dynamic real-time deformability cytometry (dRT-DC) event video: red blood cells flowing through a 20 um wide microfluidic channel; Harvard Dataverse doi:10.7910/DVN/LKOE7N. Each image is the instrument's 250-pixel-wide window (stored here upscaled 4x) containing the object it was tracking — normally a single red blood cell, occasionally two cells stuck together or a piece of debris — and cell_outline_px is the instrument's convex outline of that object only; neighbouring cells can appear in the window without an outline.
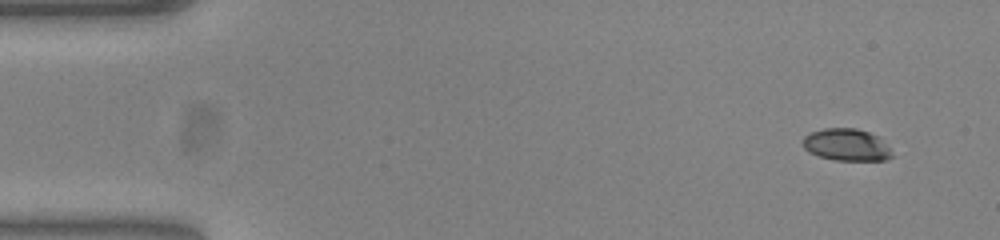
{"species": "common noctule bat (a hibernating species)", "species_latin": "Nyctalus noctula", "temperature_condition": "warm", "stored_images_in_passage": 51, "camera_frame_rate_fps": 3000, "um_per_image_px": 0.085, "animal": {"sex": "female", "body_mass_g": 23.0, "forearm_length_mm": 53.4}, "frame": {"image": 1, "passage_image": 1, "time_ms": 0.0, "image_size_px": [1000, 240], "cell_outline_px": [[892, 156], [884, 160], [836, 160], [820, 156], [808, 152], [804, 148], [804, 136], [812, 132], [824, 128], [856, 128], [880, 136], [888, 148]], "centroid_in_image_um": [71.95, 12.3], "position_along_channel_um": 13.1, "area_um2": 16.47}}
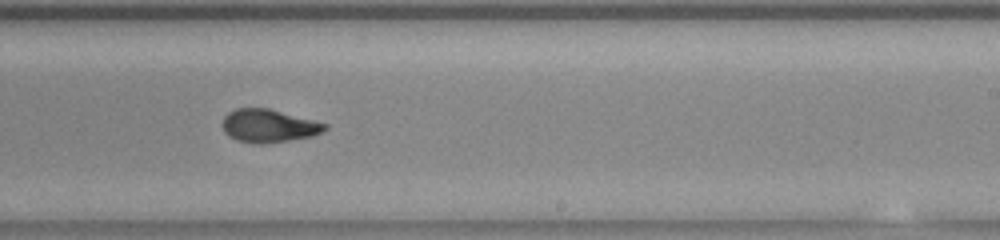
{"frame": {"image": 2, "passage_image": 30, "time_ms": 9.667, "image_size_px": [1000, 240], "cell_outline_px": [[328, 128], [312, 136], [288, 140], [260, 144], [252, 144], [236, 140], [228, 136], [224, 132], [224, 116], [228, 112], [236, 108], [268, 108], [328, 124]], "centroid_in_image_um": [22.81, 10.7], "position_along_channel_um": 266.2, "area_um2": 19.59}}
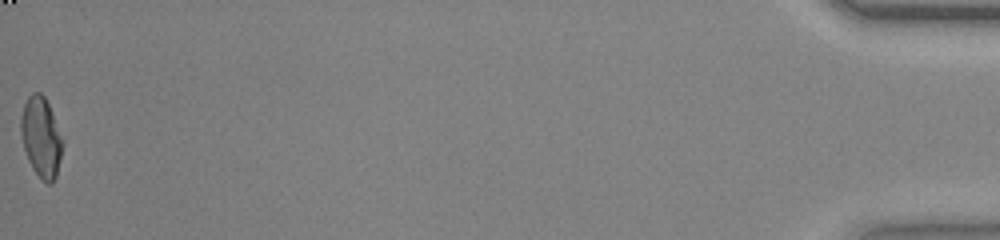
{"frame": {"image": 3, "passage_image": 51, "time_ms": 16.667, "image_size_px": [1000, 240], "cell_outline_px": [[60, 156], [56, 176], [52, 184], [48, 184], [32, 168], [28, 160], [24, 148], [20, 132], [20, 120], [24, 104], [28, 96], [32, 92], [40, 92], [44, 96], [48, 104], [60, 136]], "centroid_in_image_um": [3.44, 11.64], "position_along_channel_um": 431.8, "area_um2": 18.73}, "authors_computed_cell_mechanics": {"area_um2": 19.5942, "velocity_mm_per_s": 3.8517, "shape_relaxation_time_tau1_ms": 4.0526, "shape_relaxation_time_tau2_ms": 1.1326, "deformation_change_tau1": 0.1867, "deformation_change_tau2": 0.0718}}